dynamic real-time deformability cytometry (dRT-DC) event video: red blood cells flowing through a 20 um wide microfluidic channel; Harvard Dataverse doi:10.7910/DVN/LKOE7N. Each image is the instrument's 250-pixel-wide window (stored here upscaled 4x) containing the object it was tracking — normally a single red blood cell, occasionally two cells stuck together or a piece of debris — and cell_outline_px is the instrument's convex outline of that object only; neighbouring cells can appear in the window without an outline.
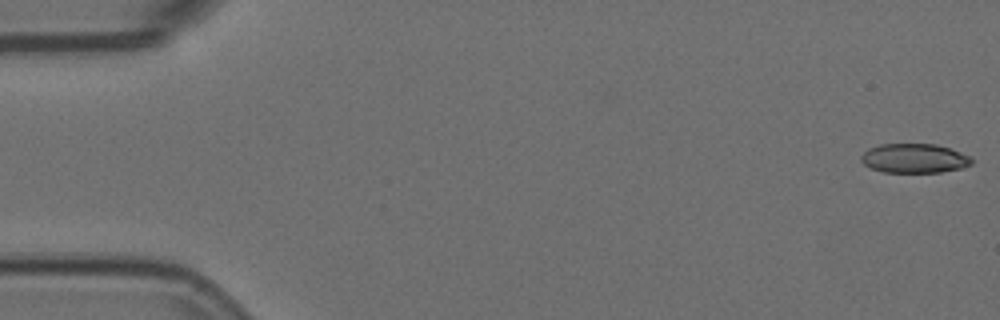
{"species": "Egyptian fruit bat (a non-hibernating species)", "species_latin": "Rousettus aegyptiacus", "temperature_condition": "room temperature", "stored_images_in_passage": 6, "camera_frame_rate_fps": 3000, "um_per_image_px": 0.085, "animal": {"sex": "female"}, "frame": {"image": 1, "passage_image": 1, "time_ms": 0.0, "image_size_px": [1000, 320], "cell_outline_px": [[972, 164], [964, 168], [940, 172], [884, 172], [872, 168], [864, 164], [860, 160], [860, 156], [868, 148], [880, 144], [936, 144], [972, 156]], "centroid_in_image_um": [77.73, 13.45], "position_along_channel_um": 7.3, "area_um2": 18.96}}
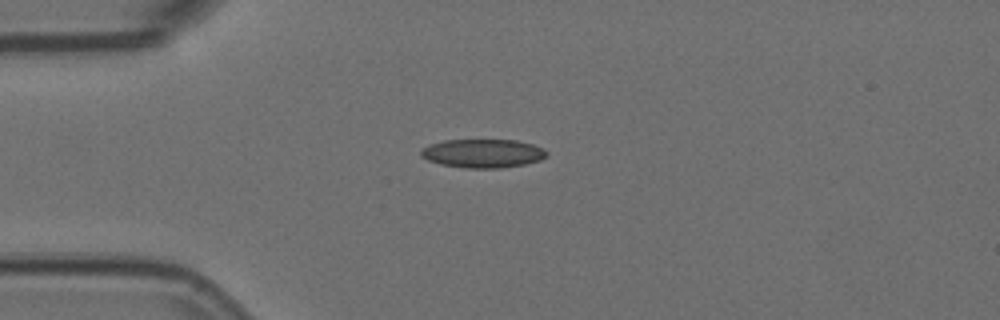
{"frame": {"image": 2, "passage_image": 4, "time_ms": 1.0, "image_size_px": [1000, 320], "cell_outline_px": [[548, 156], [540, 160], [524, 164], [500, 168], [468, 168], [440, 164], [428, 160], [420, 156], [420, 152], [424, 148], [432, 144], [444, 140], [516, 140], [532, 144], [544, 148], [548, 152]], "centroid_in_image_um": [41.08, 13.04], "position_along_channel_um": 43.9, "area_um2": 20.92}}
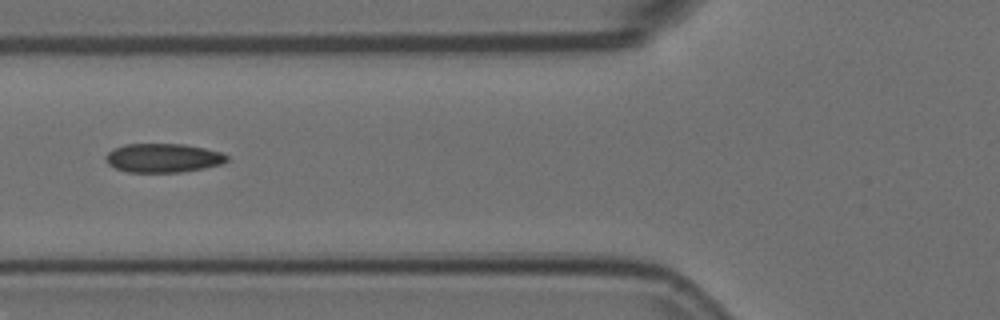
{"frame": {"image": 3, "passage_image": 6, "time_ms": 1.667, "image_size_px": [1000, 320], "cell_outline_px": [[228, 160], [220, 164], [204, 168], [180, 172], [128, 172], [116, 168], [108, 164], [104, 160], [104, 156], [112, 148], [124, 144], [184, 144], [204, 148], [220, 152], [228, 156]], "centroid_in_image_um": [13.81, 13.42], "position_along_channel_um": 112.0, "area_um2": 20.46}}